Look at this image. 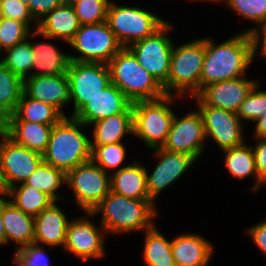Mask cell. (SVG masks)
Listing matches in <instances>:
<instances>
[{"label":"cell","instance_id":"14","mask_svg":"<svg viewBox=\"0 0 266 266\" xmlns=\"http://www.w3.org/2000/svg\"><path fill=\"white\" fill-rule=\"evenodd\" d=\"M205 131L199 111L177 118L174 115L170 132L161 148L173 152L185 153L198 159L203 151Z\"/></svg>","mask_w":266,"mask_h":266},{"label":"cell","instance_id":"30","mask_svg":"<svg viewBox=\"0 0 266 266\" xmlns=\"http://www.w3.org/2000/svg\"><path fill=\"white\" fill-rule=\"evenodd\" d=\"M225 154V164L231 175L236 178L244 179L251 174L255 176L256 184L253 190H257L261 184H265L258 175L253 148L243 144L234 148L223 150Z\"/></svg>","mask_w":266,"mask_h":266},{"label":"cell","instance_id":"16","mask_svg":"<svg viewBox=\"0 0 266 266\" xmlns=\"http://www.w3.org/2000/svg\"><path fill=\"white\" fill-rule=\"evenodd\" d=\"M103 232L106 231L102 225L97 228L87 219L70 221L63 248L84 261L100 258L104 255Z\"/></svg>","mask_w":266,"mask_h":266},{"label":"cell","instance_id":"36","mask_svg":"<svg viewBox=\"0 0 266 266\" xmlns=\"http://www.w3.org/2000/svg\"><path fill=\"white\" fill-rule=\"evenodd\" d=\"M109 0H79L73 5L81 25L97 24L106 21Z\"/></svg>","mask_w":266,"mask_h":266},{"label":"cell","instance_id":"31","mask_svg":"<svg viewBox=\"0 0 266 266\" xmlns=\"http://www.w3.org/2000/svg\"><path fill=\"white\" fill-rule=\"evenodd\" d=\"M145 232L143 259L147 266H176L172 255V241H168L154 226Z\"/></svg>","mask_w":266,"mask_h":266},{"label":"cell","instance_id":"34","mask_svg":"<svg viewBox=\"0 0 266 266\" xmlns=\"http://www.w3.org/2000/svg\"><path fill=\"white\" fill-rule=\"evenodd\" d=\"M23 93V80L0 61V102L12 113Z\"/></svg>","mask_w":266,"mask_h":266},{"label":"cell","instance_id":"50","mask_svg":"<svg viewBox=\"0 0 266 266\" xmlns=\"http://www.w3.org/2000/svg\"><path fill=\"white\" fill-rule=\"evenodd\" d=\"M63 4L73 6L79 2V0H62Z\"/></svg>","mask_w":266,"mask_h":266},{"label":"cell","instance_id":"33","mask_svg":"<svg viewBox=\"0 0 266 266\" xmlns=\"http://www.w3.org/2000/svg\"><path fill=\"white\" fill-rule=\"evenodd\" d=\"M5 50L7 56L1 62L24 80L26 76L28 77L27 73L32 70L33 62L36 60V55H34L31 48V42L26 39Z\"/></svg>","mask_w":266,"mask_h":266},{"label":"cell","instance_id":"22","mask_svg":"<svg viewBox=\"0 0 266 266\" xmlns=\"http://www.w3.org/2000/svg\"><path fill=\"white\" fill-rule=\"evenodd\" d=\"M171 247L176 266H206L213 252V246L195 234L178 236Z\"/></svg>","mask_w":266,"mask_h":266},{"label":"cell","instance_id":"42","mask_svg":"<svg viewBox=\"0 0 266 266\" xmlns=\"http://www.w3.org/2000/svg\"><path fill=\"white\" fill-rule=\"evenodd\" d=\"M63 4L62 0H33L28 4V10L33 19L41 20L54 8ZM37 17V18H36Z\"/></svg>","mask_w":266,"mask_h":266},{"label":"cell","instance_id":"37","mask_svg":"<svg viewBox=\"0 0 266 266\" xmlns=\"http://www.w3.org/2000/svg\"><path fill=\"white\" fill-rule=\"evenodd\" d=\"M30 27L24 22L0 17V48L8 49L25 41L30 33Z\"/></svg>","mask_w":266,"mask_h":266},{"label":"cell","instance_id":"51","mask_svg":"<svg viewBox=\"0 0 266 266\" xmlns=\"http://www.w3.org/2000/svg\"><path fill=\"white\" fill-rule=\"evenodd\" d=\"M25 5L28 6L30 2H33V0H21Z\"/></svg>","mask_w":266,"mask_h":266},{"label":"cell","instance_id":"7","mask_svg":"<svg viewBox=\"0 0 266 266\" xmlns=\"http://www.w3.org/2000/svg\"><path fill=\"white\" fill-rule=\"evenodd\" d=\"M106 22L122 47L158 31L166 21L141 8L109 4Z\"/></svg>","mask_w":266,"mask_h":266},{"label":"cell","instance_id":"28","mask_svg":"<svg viewBox=\"0 0 266 266\" xmlns=\"http://www.w3.org/2000/svg\"><path fill=\"white\" fill-rule=\"evenodd\" d=\"M63 117L55 107L28 97L24 92L12 114V120H24L45 125H55Z\"/></svg>","mask_w":266,"mask_h":266},{"label":"cell","instance_id":"9","mask_svg":"<svg viewBox=\"0 0 266 266\" xmlns=\"http://www.w3.org/2000/svg\"><path fill=\"white\" fill-rule=\"evenodd\" d=\"M68 44L82 54L80 57L70 55L72 61L104 64L123 48L106 21L81 25Z\"/></svg>","mask_w":266,"mask_h":266},{"label":"cell","instance_id":"41","mask_svg":"<svg viewBox=\"0 0 266 266\" xmlns=\"http://www.w3.org/2000/svg\"><path fill=\"white\" fill-rule=\"evenodd\" d=\"M0 17L24 22L28 27L33 20L28 6L21 0H0Z\"/></svg>","mask_w":266,"mask_h":266},{"label":"cell","instance_id":"17","mask_svg":"<svg viewBox=\"0 0 266 266\" xmlns=\"http://www.w3.org/2000/svg\"><path fill=\"white\" fill-rule=\"evenodd\" d=\"M160 159L151 175L147 172V192L154 202L160 191L171 185L196 161L188 154L165 150L161 147L154 148Z\"/></svg>","mask_w":266,"mask_h":266},{"label":"cell","instance_id":"12","mask_svg":"<svg viewBox=\"0 0 266 266\" xmlns=\"http://www.w3.org/2000/svg\"><path fill=\"white\" fill-rule=\"evenodd\" d=\"M0 142V174L8 191L17 184L24 183L43 162L42 154L16 144L8 136Z\"/></svg>","mask_w":266,"mask_h":266},{"label":"cell","instance_id":"40","mask_svg":"<svg viewBox=\"0 0 266 266\" xmlns=\"http://www.w3.org/2000/svg\"><path fill=\"white\" fill-rule=\"evenodd\" d=\"M18 266H47V256L41 246L37 244L16 248L14 259Z\"/></svg>","mask_w":266,"mask_h":266},{"label":"cell","instance_id":"5","mask_svg":"<svg viewBox=\"0 0 266 266\" xmlns=\"http://www.w3.org/2000/svg\"><path fill=\"white\" fill-rule=\"evenodd\" d=\"M171 95L155 100L132 103L133 134L154 149L162 147L170 132L175 113L167 103H172Z\"/></svg>","mask_w":266,"mask_h":266},{"label":"cell","instance_id":"23","mask_svg":"<svg viewBox=\"0 0 266 266\" xmlns=\"http://www.w3.org/2000/svg\"><path fill=\"white\" fill-rule=\"evenodd\" d=\"M2 218L6 244L11 240L22 247L34 243V216L23 213L11 200L2 198Z\"/></svg>","mask_w":266,"mask_h":266},{"label":"cell","instance_id":"2","mask_svg":"<svg viewBox=\"0 0 266 266\" xmlns=\"http://www.w3.org/2000/svg\"><path fill=\"white\" fill-rule=\"evenodd\" d=\"M86 126L73 116L53 125L43 162L65 173L91 160V141L80 130Z\"/></svg>","mask_w":266,"mask_h":266},{"label":"cell","instance_id":"45","mask_svg":"<svg viewBox=\"0 0 266 266\" xmlns=\"http://www.w3.org/2000/svg\"><path fill=\"white\" fill-rule=\"evenodd\" d=\"M250 236L254 244L266 254V221L256 224L249 230Z\"/></svg>","mask_w":266,"mask_h":266},{"label":"cell","instance_id":"43","mask_svg":"<svg viewBox=\"0 0 266 266\" xmlns=\"http://www.w3.org/2000/svg\"><path fill=\"white\" fill-rule=\"evenodd\" d=\"M257 28H252L248 30V35L251 42V49H252V59H254V56L257 52L258 47L260 46L261 42V54L266 57V20L262 21L260 24L256 26ZM259 28V29H258ZM262 31L261 34H259V31ZM263 35V36H261ZM261 36V37H260Z\"/></svg>","mask_w":266,"mask_h":266},{"label":"cell","instance_id":"4","mask_svg":"<svg viewBox=\"0 0 266 266\" xmlns=\"http://www.w3.org/2000/svg\"><path fill=\"white\" fill-rule=\"evenodd\" d=\"M111 82L132 102L155 100L165 96L163 87L123 47L108 63Z\"/></svg>","mask_w":266,"mask_h":266},{"label":"cell","instance_id":"10","mask_svg":"<svg viewBox=\"0 0 266 266\" xmlns=\"http://www.w3.org/2000/svg\"><path fill=\"white\" fill-rule=\"evenodd\" d=\"M66 183L73 188L78 205L87 213L93 212L111 191L110 175L92 160L68 171Z\"/></svg>","mask_w":266,"mask_h":266},{"label":"cell","instance_id":"44","mask_svg":"<svg viewBox=\"0 0 266 266\" xmlns=\"http://www.w3.org/2000/svg\"><path fill=\"white\" fill-rule=\"evenodd\" d=\"M258 144L253 149L254 160L259 178L266 184V138H257Z\"/></svg>","mask_w":266,"mask_h":266},{"label":"cell","instance_id":"11","mask_svg":"<svg viewBox=\"0 0 266 266\" xmlns=\"http://www.w3.org/2000/svg\"><path fill=\"white\" fill-rule=\"evenodd\" d=\"M70 98L74 103L72 116L90 99L111 83L108 64L72 61L67 69Z\"/></svg>","mask_w":266,"mask_h":266},{"label":"cell","instance_id":"15","mask_svg":"<svg viewBox=\"0 0 266 266\" xmlns=\"http://www.w3.org/2000/svg\"><path fill=\"white\" fill-rule=\"evenodd\" d=\"M122 112H133L132 102L112 82L85 103L73 117L88 126Z\"/></svg>","mask_w":266,"mask_h":266},{"label":"cell","instance_id":"35","mask_svg":"<svg viewBox=\"0 0 266 266\" xmlns=\"http://www.w3.org/2000/svg\"><path fill=\"white\" fill-rule=\"evenodd\" d=\"M91 160L100 166L105 172L108 168H117L125 159L126 150L122 142L106 145H91Z\"/></svg>","mask_w":266,"mask_h":266},{"label":"cell","instance_id":"47","mask_svg":"<svg viewBox=\"0 0 266 266\" xmlns=\"http://www.w3.org/2000/svg\"><path fill=\"white\" fill-rule=\"evenodd\" d=\"M254 122H257L255 126V137L266 138V115L256 119Z\"/></svg>","mask_w":266,"mask_h":266},{"label":"cell","instance_id":"20","mask_svg":"<svg viewBox=\"0 0 266 266\" xmlns=\"http://www.w3.org/2000/svg\"><path fill=\"white\" fill-rule=\"evenodd\" d=\"M81 24L74 7L62 4L38 21L36 31L31 36L43 35L46 38H59L69 43Z\"/></svg>","mask_w":266,"mask_h":266},{"label":"cell","instance_id":"19","mask_svg":"<svg viewBox=\"0 0 266 266\" xmlns=\"http://www.w3.org/2000/svg\"><path fill=\"white\" fill-rule=\"evenodd\" d=\"M23 92L55 107L65 117L61 106L71 101L67 74L28 76L23 80Z\"/></svg>","mask_w":266,"mask_h":266},{"label":"cell","instance_id":"48","mask_svg":"<svg viewBox=\"0 0 266 266\" xmlns=\"http://www.w3.org/2000/svg\"><path fill=\"white\" fill-rule=\"evenodd\" d=\"M0 244H6V233L2 218V198L0 199Z\"/></svg>","mask_w":266,"mask_h":266},{"label":"cell","instance_id":"13","mask_svg":"<svg viewBox=\"0 0 266 266\" xmlns=\"http://www.w3.org/2000/svg\"><path fill=\"white\" fill-rule=\"evenodd\" d=\"M193 97L197 98L206 138H213L222 150L244 144L242 123L235 112L206 105L197 95Z\"/></svg>","mask_w":266,"mask_h":266},{"label":"cell","instance_id":"46","mask_svg":"<svg viewBox=\"0 0 266 266\" xmlns=\"http://www.w3.org/2000/svg\"><path fill=\"white\" fill-rule=\"evenodd\" d=\"M12 112L0 102V137L7 136L11 126Z\"/></svg>","mask_w":266,"mask_h":266},{"label":"cell","instance_id":"38","mask_svg":"<svg viewBox=\"0 0 266 266\" xmlns=\"http://www.w3.org/2000/svg\"><path fill=\"white\" fill-rule=\"evenodd\" d=\"M256 84L241 103L237 115L244 120L255 121L266 115V91H259Z\"/></svg>","mask_w":266,"mask_h":266},{"label":"cell","instance_id":"32","mask_svg":"<svg viewBox=\"0 0 266 266\" xmlns=\"http://www.w3.org/2000/svg\"><path fill=\"white\" fill-rule=\"evenodd\" d=\"M24 183L48 194L57 201L61 198L56 194V190L62 183H66V173L61 169L42 162Z\"/></svg>","mask_w":266,"mask_h":266},{"label":"cell","instance_id":"25","mask_svg":"<svg viewBox=\"0 0 266 266\" xmlns=\"http://www.w3.org/2000/svg\"><path fill=\"white\" fill-rule=\"evenodd\" d=\"M53 125L24 120H11L8 137L16 144L43 154L47 148Z\"/></svg>","mask_w":266,"mask_h":266},{"label":"cell","instance_id":"27","mask_svg":"<svg viewBox=\"0 0 266 266\" xmlns=\"http://www.w3.org/2000/svg\"><path fill=\"white\" fill-rule=\"evenodd\" d=\"M31 48L36 55L32 70L37 69V72L29 76L67 74L71 62L70 55L61 53L56 47L47 43H31Z\"/></svg>","mask_w":266,"mask_h":266},{"label":"cell","instance_id":"8","mask_svg":"<svg viewBox=\"0 0 266 266\" xmlns=\"http://www.w3.org/2000/svg\"><path fill=\"white\" fill-rule=\"evenodd\" d=\"M170 29H172V26L166 22L153 35L127 47L134 54L139 64L163 87L166 95L170 60L174 46L166 34Z\"/></svg>","mask_w":266,"mask_h":266},{"label":"cell","instance_id":"26","mask_svg":"<svg viewBox=\"0 0 266 266\" xmlns=\"http://www.w3.org/2000/svg\"><path fill=\"white\" fill-rule=\"evenodd\" d=\"M92 124L95 141L91 145L119 143L125 134H133V112H122Z\"/></svg>","mask_w":266,"mask_h":266},{"label":"cell","instance_id":"39","mask_svg":"<svg viewBox=\"0 0 266 266\" xmlns=\"http://www.w3.org/2000/svg\"><path fill=\"white\" fill-rule=\"evenodd\" d=\"M226 4L243 17L260 24L266 20V0H225Z\"/></svg>","mask_w":266,"mask_h":266},{"label":"cell","instance_id":"18","mask_svg":"<svg viewBox=\"0 0 266 266\" xmlns=\"http://www.w3.org/2000/svg\"><path fill=\"white\" fill-rule=\"evenodd\" d=\"M256 84L258 81L244 77L215 82L204 87L197 96L206 105L237 113L241 103Z\"/></svg>","mask_w":266,"mask_h":266},{"label":"cell","instance_id":"24","mask_svg":"<svg viewBox=\"0 0 266 266\" xmlns=\"http://www.w3.org/2000/svg\"><path fill=\"white\" fill-rule=\"evenodd\" d=\"M111 191L128 198L150 199L147 192V170L137 162L110 173Z\"/></svg>","mask_w":266,"mask_h":266},{"label":"cell","instance_id":"6","mask_svg":"<svg viewBox=\"0 0 266 266\" xmlns=\"http://www.w3.org/2000/svg\"><path fill=\"white\" fill-rule=\"evenodd\" d=\"M205 57V38L173 46L169 77L167 80V95H172V89L181 95L185 90L192 96L200 92V78Z\"/></svg>","mask_w":266,"mask_h":266},{"label":"cell","instance_id":"49","mask_svg":"<svg viewBox=\"0 0 266 266\" xmlns=\"http://www.w3.org/2000/svg\"><path fill=\"white\" fill-rule=\"evenodd\" d=\"M3 194L6 195L7 194V190L5 189V186L3 184L2 178H1V174H0V195ZM1 199V196H0Z\"/></svg>","mask_w":266,"mask_h":266},{"label":"cell","instance_id":"3","mask_svg":"<svg viewBox=\"0 0 266 266\" xmlns=\"http://www.w3.org/2000/svg\"><path fill=\"white\" fill-rule=\"evenodd\" d=\"M151 199H134L118 195L112 191L89 215L101 212V225L105 231L114 233L131 232L139 229H151L152 218L157 216Z\"/></svg>","mask_w":266,"mask_h":266},{"label":"cell","instance_id":"1","mask_svg":"<svg viewBox=\"0 0 266 266\" xmlns=\"http://www.w3.org/2000/svg\"><path fill=\"white\" fill-rule=\"evenodd\" d=\"M248 32H242L219 45L205 38V57L200 78V91L209 84L240 78L252 62Z\"/></svg>","mask_w":266,"mask_h":266},{"label":"cell","instance_id":"21","mask_svg":"<svg viewBox=\"0 0 266 266\" xmlns=\"http://www.w3.org/2000/svg\"><path fill=\"white\" fill-rule=\"evenodd\" d=\"M34 244L64 247L69 221L54 203L34 217Z\"/></svg>","mask_w":266,"mask_h":266},{"label":"cell","instance_id":"29","mask_svg":"<svg viewBox=\"0 0 266 266\" xmlns=\"http://www.w3.org/2000/svg\"><path fill=\"white\" fill-rule=\"evenodd\" d=\"M6 196H11L13 198L11 202L23 213L34 217L56 203L48 194L25 183H21L20 188L16 185L11 187Z\"/></svg>","mask_w":266,"mask_h":266}]
</instances>
